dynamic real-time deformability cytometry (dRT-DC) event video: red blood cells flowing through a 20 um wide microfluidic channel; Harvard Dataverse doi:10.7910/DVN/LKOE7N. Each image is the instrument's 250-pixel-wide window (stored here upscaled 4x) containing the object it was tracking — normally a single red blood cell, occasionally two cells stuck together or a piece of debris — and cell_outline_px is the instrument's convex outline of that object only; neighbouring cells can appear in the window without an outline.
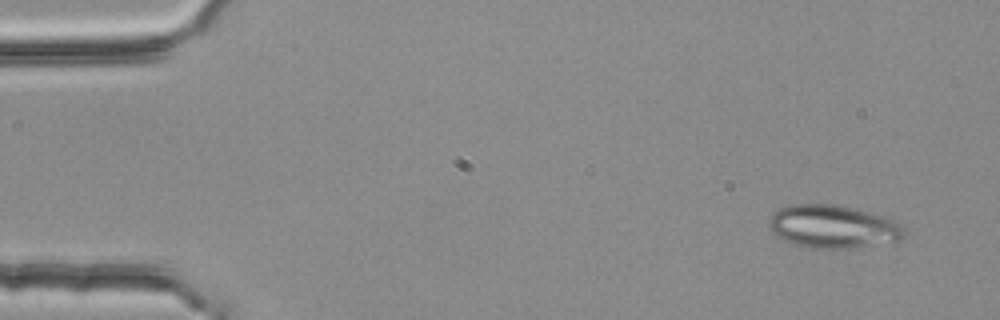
{"species": "common noctule bat (a hibernating species)", "species_latin": "Nyctalus noctula", "temperature_condition": "room temperature", "stored_images_in_passage": 5, "camera_frame_rate_fps": 3000, "um_per_image_px": 0.085, "animal": {"sex": "female", "body_mass_g": 25.1}, "frame": {"image": 1, "passage_image": 1, "time_ms": 0.0, "image_size_px": [1000, 320], "cell_outline_px": [[904, 236], [900, 240], [852, 248], [816, 248], [796, 244], [784, 240], [772, 232], [768, 224], [768, 220], [780, 208], [792, 204], [836, 204], [884, 216], [900, 224], [904, 228]], "centroid_in_image_um": [70.8, 19.25], "position_along_channel_um": 14.2, "area_um2": 33.52}}